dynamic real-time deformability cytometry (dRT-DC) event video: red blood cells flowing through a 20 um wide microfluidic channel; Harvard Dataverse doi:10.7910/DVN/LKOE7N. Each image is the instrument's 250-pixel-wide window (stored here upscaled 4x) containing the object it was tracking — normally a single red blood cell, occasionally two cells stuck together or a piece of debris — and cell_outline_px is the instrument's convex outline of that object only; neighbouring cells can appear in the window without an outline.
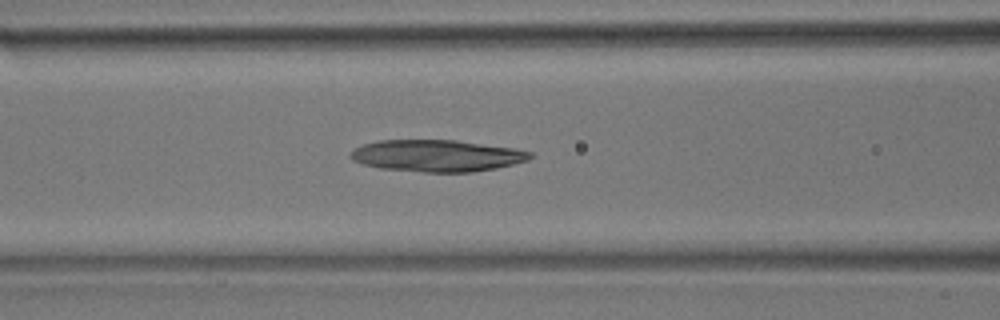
{"species": "common noctule bat (a hibernating species)", "species_latin": "Nyctalus noctula", "temperature_condition": "room temperature", "stored_images_in_passage": 42, "camera_frame_rate_fps": 3000, "um_per_image_px": 0.085, "animal": {"sex": "male", "body_mass_g": 17.9}, "frame": {"image": 1, "passage_image": 19, "time_ms": 6.0, "image_size_px": [1000, 320], "cell_outline_px": [[532, 156], [528, 160], [496, 168], [472, 172], [424, 172], [380, 168], [364, 164], [352, 160], [348, 156], [356, 148], [364, 144], [376, 140], [456, 140], [516, 148], [532, 152]], "centroid_in_image_um": [37.14, 13.23], "position_along_channel_um": 129.5, "area_um2": 33.23}}
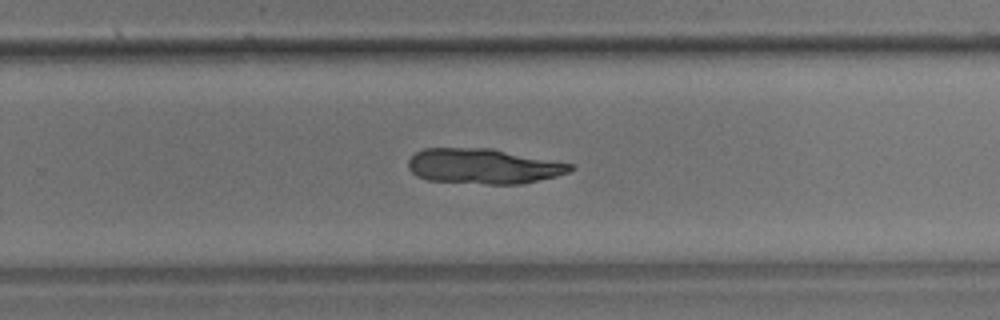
{"frame": {"image": 2, "passage_image": 31, "time_ms": 10.0, "image_size_px": [1000, 320], "cell_outline_px": [[572, 168], [568, 172], [556, 176], [520, 184], [488, 184], [428, 180], [416, 176], [408, 168], [408, 160], [416, 152], [424, 148], [492, 148], [572, 164]], "centroid_in_image_um": [41.04, 14.12], "position_along_channel_um": 288.8, "area_um2": 33.06}}
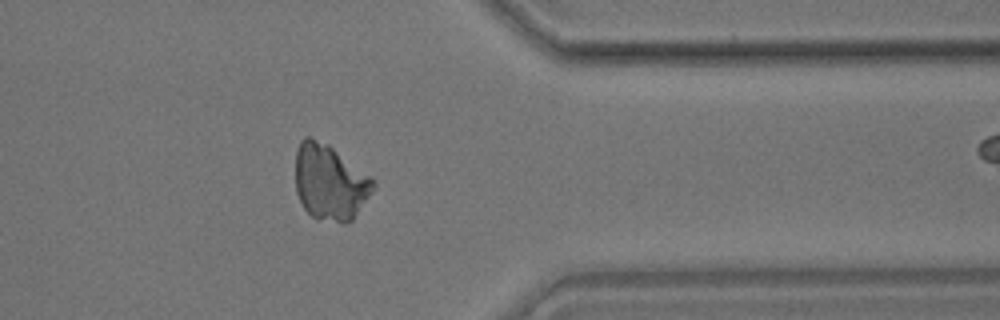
{"frame": {"image": 3, "passage_image": 39, "time_ms": 12.667, "image_size_px": [1000, 320], "cell_outline_px": [[376, 184], [352, 220], [344, 224], [312, 216], [304, 208], [296, 192], [296, 152], [300, 140], [304, 136], [308, 136], [328, 144], [372, 176]], "centroid_in_image_um": [28.04, 15.47], "position_along_channel_um": 383.4, "area_um2": 34.1}}